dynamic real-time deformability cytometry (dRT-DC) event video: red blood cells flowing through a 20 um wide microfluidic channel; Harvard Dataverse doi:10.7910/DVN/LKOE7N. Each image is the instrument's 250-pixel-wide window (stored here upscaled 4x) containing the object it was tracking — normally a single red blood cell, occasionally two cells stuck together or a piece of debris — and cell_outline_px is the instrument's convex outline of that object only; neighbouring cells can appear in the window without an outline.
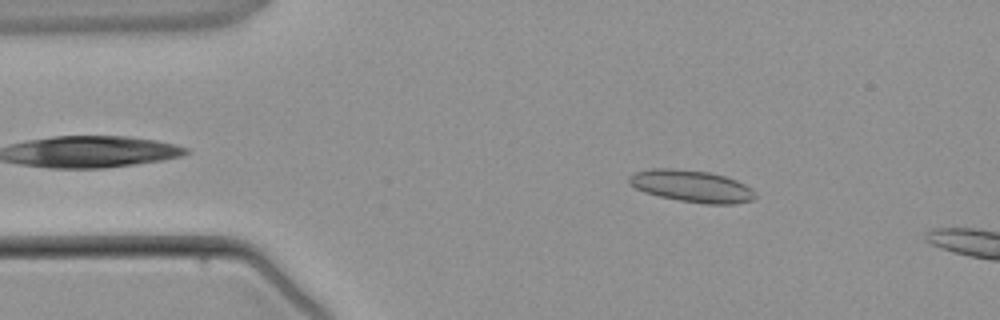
{"species": "common noctule bat (a hibernating species)", "species_latin": "Nyctalus noctula", "temperature_condition": "warm", "stored_images_in_passage": 2, "camera_frame_rate_fps": 3000, "um_per_image_px": 0.085, "animal": {"sex": "male", "body_mass_g": 21.5, "forearm_length_mm": 52.0}, "frame": {"image": 1, "passage_image": 1, "time_ms": 0.0, "image_size_px": [1000, 320], "cell_outline_px": [[756, 196], [752, 200], [732, 204], [704, 204], [680, 200], [660, 196], [644, 192], [628, 184], [628, 176], [636, 172], [648, 168], [672, 168], [708, 172], [724, 176], [736, 180], [752, 188], [756, 192]], "centroid_in_image_um": [58.77, 15.82], "position_along_channel_um": 26.2, "area_um2": 23.52}}